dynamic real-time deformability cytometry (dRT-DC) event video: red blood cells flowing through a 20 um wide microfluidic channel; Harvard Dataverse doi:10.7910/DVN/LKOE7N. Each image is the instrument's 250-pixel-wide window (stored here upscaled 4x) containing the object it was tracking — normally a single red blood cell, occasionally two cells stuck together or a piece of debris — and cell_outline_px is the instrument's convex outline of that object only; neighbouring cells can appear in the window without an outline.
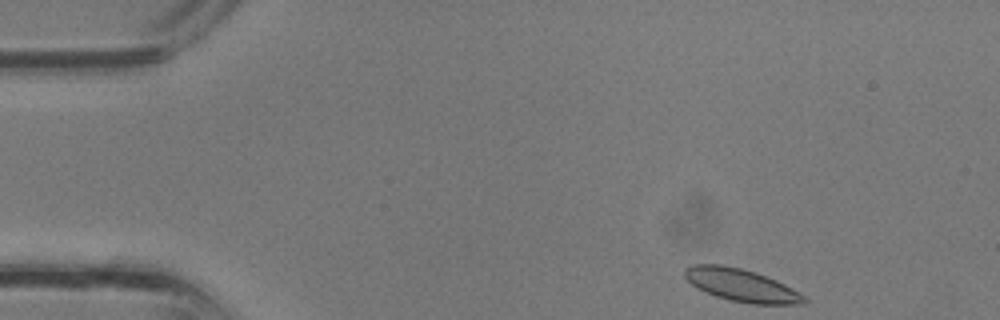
{"species": "common noctule bat (a hibernating species)", "species_latin": "Nyctalus noctula", "temperature_condition": "room temperature", "stored_images_in_passage": 32, "camera_frame_rate_fps": 3000, "um_per_image_px": 0.085, "animal": {"sex": "male", "body_mass_g": 13.3}, "frame": {"image": 1, "passage_image": 1, "time_ms": 0.0, "image_size_px": [1000, 320], "cell_outline_px": [[808, 300], [804, 304], [752, 304], [732, 300], [716, 296], [692, 284], [684, 276], [684, 268], [692, 264], [724, 264], [756, 272], [776, 280], [800, 292]], "centroid_in_image_um": [63.03, 24.23], "position_along_channel_um": 22.0, "area_um2": 22.54}}
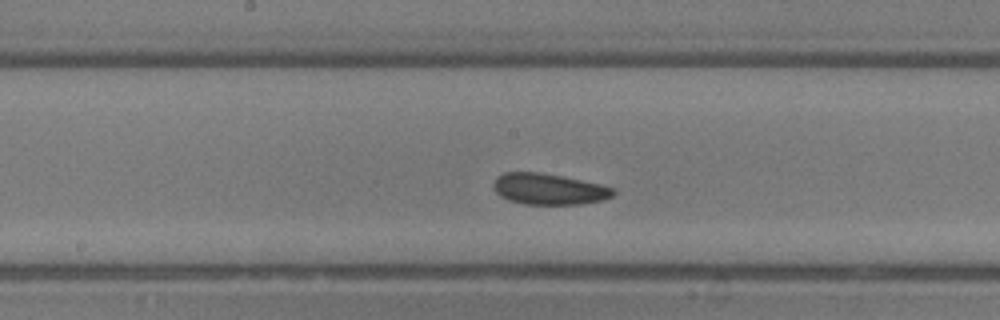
{"frame": {"image": 2, "passage_image": 15, "time_ms": 4.667, "image_size_px": [1000, 320], "cell_outline_px": [[616, 192], [612, 196], [604, 200], [580, 204], [524, 204], [508, 200], [500, 196], [496, 192], [492, 184], [496, 176], [504, 172], [536, 172], [560, 176], [600, 184], [616, 188]], "centroid_in_image_um": [46.64, 16.07], "position_along_channel_um": 201.6, "area_um2": 21.73}}
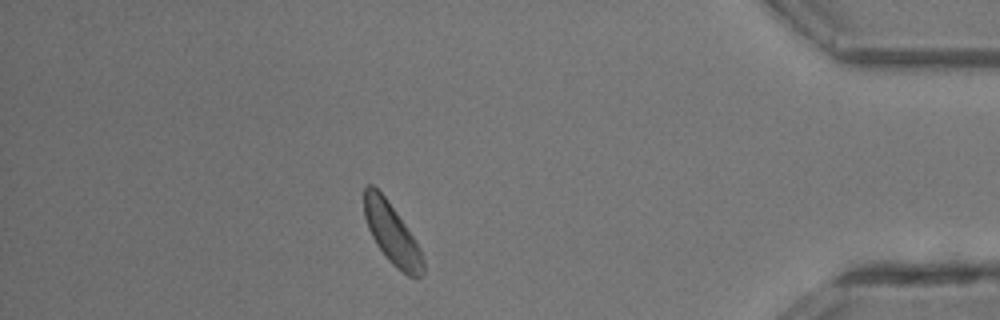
{"frame": {"image": 3, "passage_image": 28, "time_ms": 9.0, "image_size_px": [1000, 320], "cell_outline_px": [[424, 272], [420, 276], [408, 276], [396, 268], [384, 256], [376, 244], [368, 228], [364, 216], [364, 188], [368, 184], [372, 184], [384, 196], [396, 212], [416, 240], [420, 248], [424, 260]], "centroid_in_image_um": [33.31, 19.88], "position_along_channel_um": 401.9, "area_um2": 20.75}}